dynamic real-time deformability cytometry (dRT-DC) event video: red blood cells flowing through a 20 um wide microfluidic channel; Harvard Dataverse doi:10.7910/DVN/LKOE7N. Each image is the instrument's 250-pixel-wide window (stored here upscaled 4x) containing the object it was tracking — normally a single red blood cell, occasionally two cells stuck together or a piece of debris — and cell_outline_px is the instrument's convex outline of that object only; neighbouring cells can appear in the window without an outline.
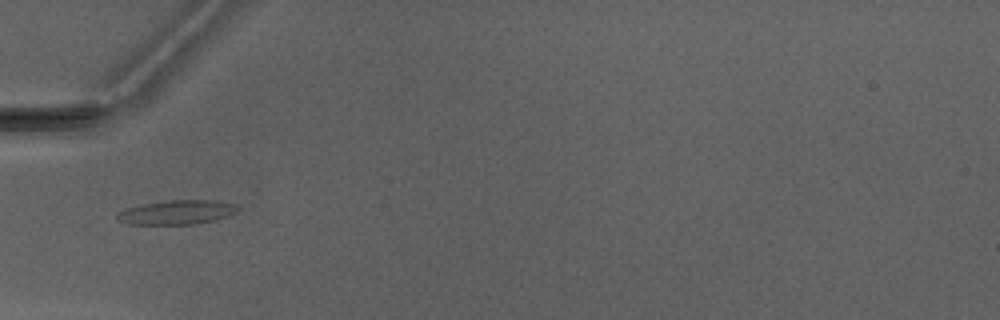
{"species": "Egyptian fruit bat (a non-hibernating species)", "species_latin": "Rousettus aegyptiacus", "temperature_condition": "warm", "stored_images_in_passage": 1, "camera_frame_rate_fps": 3000, "um_per_image_px": 0.085, "animal": {"sex": "male"}, "frame": {"image": 1, "passage_image": 1, "time_ms": 0.0, "image_size_px": [1000, 320], "cell_outline_px": [[240, 208], [236, 212], [228, 216], [196, 224], [128, 224], [116, 220], [116, 216], [120, 212], [128, 208], [144, 204], [168, 200], [216, 200], [232, 204]], "centroid_in_image_um": [15.03, 18.04], "position_along_channel_um": 70.0, "area_um2": 16.82}}